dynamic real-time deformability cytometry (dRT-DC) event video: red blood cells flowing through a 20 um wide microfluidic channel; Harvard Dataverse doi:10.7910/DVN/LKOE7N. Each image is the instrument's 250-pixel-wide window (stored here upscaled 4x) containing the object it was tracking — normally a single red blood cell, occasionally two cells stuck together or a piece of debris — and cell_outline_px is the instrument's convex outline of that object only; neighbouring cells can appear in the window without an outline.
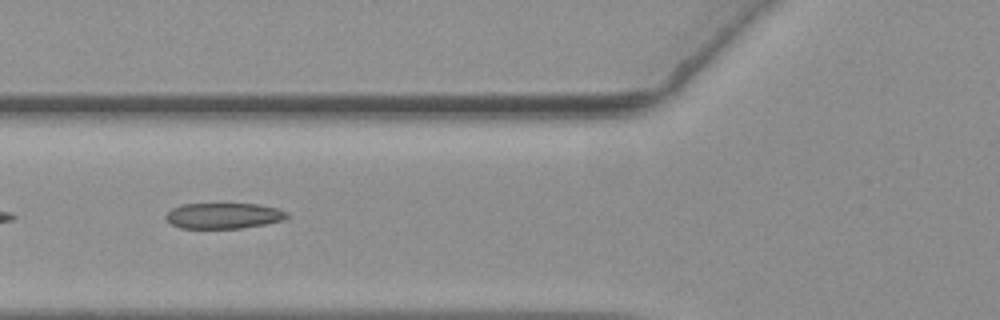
{"species": "common noctule bat (a hibernating species)", "species_latin": "Nyctalus noctula", "temperature_condition": "warm", "stored_images_in_passage": 15, "camera_frame_rate_fps": 3000, "um_per_image_px": 0.085, "animal": {"sex": "female", "body_mass_g": 19.3, "forearm_length_mm": 54.1}, "frame": {"image": 1, "passage_image": 5, "time_ms": 1.333, "image_size_px": [1000, 320], "cell_outline_px": [[288, 216], [284, 220], [264, 224], [240, 228], [180, 228], [172, 224], [164, 216], [172, 208], [180, 204], [256, 204], [276, 208], [288, 212]], "centroid_in_image_um": [18.99, 18.33], "position_along_channel_um": 106.8, "area_um2": 18.03}}